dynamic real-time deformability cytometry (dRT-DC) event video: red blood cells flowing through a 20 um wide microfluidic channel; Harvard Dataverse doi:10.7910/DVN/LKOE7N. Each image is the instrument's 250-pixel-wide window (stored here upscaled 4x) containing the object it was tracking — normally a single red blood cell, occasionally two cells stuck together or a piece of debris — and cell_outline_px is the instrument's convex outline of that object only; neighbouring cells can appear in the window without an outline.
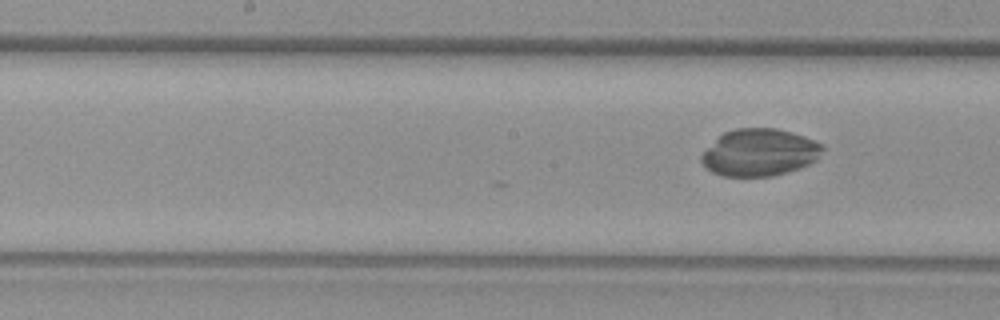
{"species": "common noctule bat (a hibernating species)", "species_latin": "Nyctalus noctula", "temperature_condition": "warm", "stored_images_in_passage": 27, "camera_frame_rate_fps": 3000, "um_per_image_px": 0.085, "animal": {"sex": "female", "body_mass_g": 29.2, "forearm_length_mm": 56.3}, "frame": {"image": 1, "passage_image": 27, "time_ms": 8.667, "image_size_px": [1000, 320], "cell_outline_px": [[824, 148], [816, 160], [800, 168], [772, 176], [724, 176], [712, 172], [700, 160], [700, 156], [724, 132], [736, 128], [776, 128], [792, 132], [804, 136], [824, 144]], "centroid_in_image_um": [64.59, 12.95], "position_along_channel_um": 183.6, "area_um2": 33.06}}